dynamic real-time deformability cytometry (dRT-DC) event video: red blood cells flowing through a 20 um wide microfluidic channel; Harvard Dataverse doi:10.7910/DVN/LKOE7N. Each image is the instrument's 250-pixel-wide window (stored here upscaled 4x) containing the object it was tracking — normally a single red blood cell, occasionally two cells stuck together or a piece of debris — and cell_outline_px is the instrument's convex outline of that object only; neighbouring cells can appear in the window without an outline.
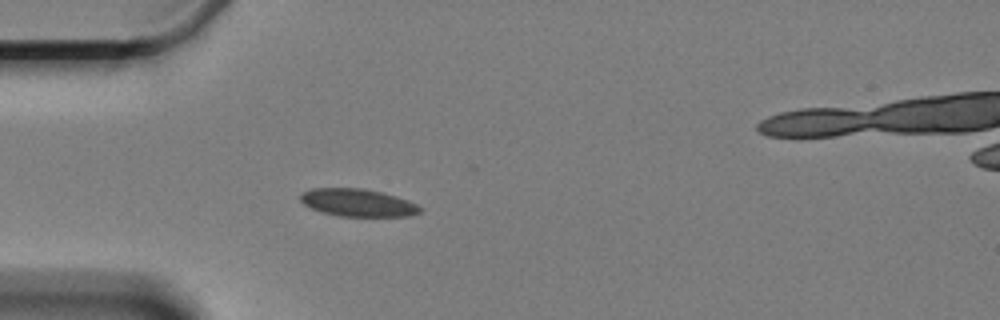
{"species": "Egyptian fruit bat (a non-hibernating species)", "species_latin": "Rousettus aegyptiacus", "temperature_condition": "cold", "stored_images_in_passage": 18, "camera_frame_rate_fps": 3000, "um_per_image_px": 0.085, "animal": {"sex": "female"}, "frame": {"image": 1, "passage_image": 1, "time_ms": 0.0, "image_size_px": [1000, 320], "cell_outline_px": [[424, 208], [420, 212], [408, 216], [340, 216], [320, 212], [304, 204], [300, 200], [300, 192], [308, 188], [364, 188], [396, 196], [408, 200]], "centroid_in_image_um": [30.38, 17.22], "position_along_channel_um": 54.6, "area_um2": 19.36}}
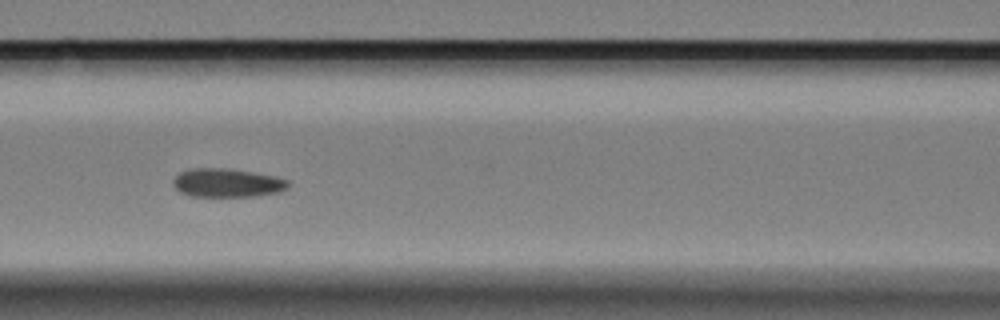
{"frame": {"image": 2, "passage_image": 10, "time_ms": 3.0, "image_size_px": [1000, 320], "cell_outline_px": [[288, 188], [280, 192], [256, 196], [188, 196], [180, 192], [172, 184], [172, 180], [180, 172], [196, 168], [228, 168], [276, 176], [288, 180]], "centroid_in_image_um": [19.31, 15.54], "position_along_channel_um": 147.3, "area_um2": 19.25}}
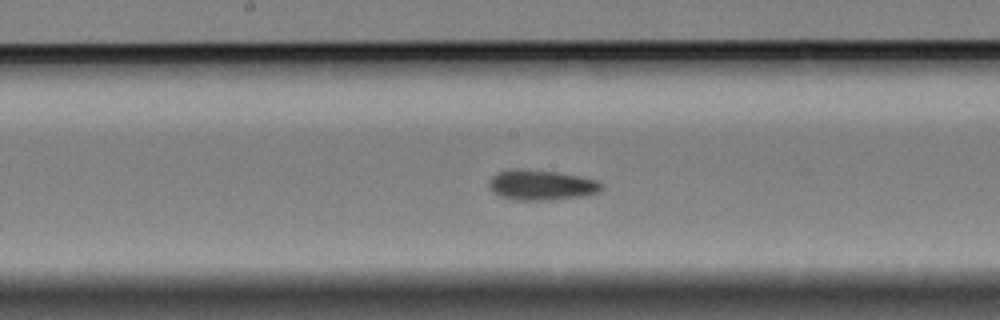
{"frame": {"image": 3, "passage_image": 15, "time_ms": 4.667, "image_size_px": [1000, 320], "cell_outline_px": [[604, 188], [600, 192], [580, 196], [552, 200], [516, 200], [500, 196], [492, 192], [488, 184], [488, 180], [496, 172], [508, 168], [524, 168], [556, 172], [596, 180], [604, 184]], "centroid_in_image_um": [45.96, 15.71], "position_along_channel_um": 202.2, "area_um2": 20.11}}